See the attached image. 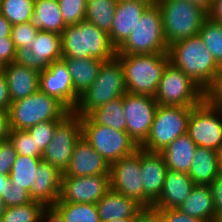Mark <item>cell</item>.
<instances>
[{
    "instance_id": "f6af8a7d",
    "label": "cell",
    "mask_w": 222,
    "mask_h": 222,
    "mask_svg": "<svg viewBox=\"0 0 222 222\" xmlns=\"http://www.w3.org/2000/svg\"><path fill=\"white\" fill-rule=\"evenodd\" d=\"M209 186L212 192L216 216L220 218L222 216V174L211 182Z\"/></svg>"
},
{
    "instance_id": "d6986e66",
    "label": "cell",
    "mask_w": 222,
    "mask_h": 222,
    "mask_svg": "<svg viewBox=\"0 0 222 222\" xmlns=\"http://www.w3.org/2000/svg\"><path fill=\"white\" fill-rule=\"evenodd\" d=\"M110 175L108 162L81 136L63 176Z\"/></svg>"
},
{
    "instance_id": "3957f363",
    "label": "cell",
    "mask_w": 222,
    "mask_h": 222,
    "mask_svg": "<svg viewBox=\"0 0 222 222\" xmlns=\"http://www.w3.org/2000/svg\"><path fill=\"white\" fill-rule=\"evenodd\" d=\"M125 78L127 92L154 97L162 73L169 63L168 53L116 55Z\"/></svg>"
},
{
    "instance_id": "4316f807",
    "label": "cell",
    "mask_w": 222,
    "mask_h": 222,
    "mask_svg": "<svg viewBox=\"0 0 222 222\" xmlns=\"http://www.w3.org/2000/svg\"><path fill=\"white\" fill-rule=\"evenodd\" d=\"M197 145L187 135L174 140L160 152L163 156L168 170L187 173L195 156Z\"/></svg>"
},
{
    "instance_id": "4fadbf2b",
    "label": "cell",
    "mask_w": 222,
    "mask_h": 222,
    "mask_svg": "<svg viewBox=\"0 0 222 222\" xmlns=\"http://www.w3.org/2000/svg\"><path fill=\"white\" fill-rule=\"evenodd\" d=\"M123 105L126 132L140 147L148 138L158 103L154 97L126 92Z\"/></svg>"
},
{
    "instance_id": "60d3db41",
    "label": "cell",
    "mask_w": 222,
    "mask_h": 222,
    "mask_svg": "<svg viewBox=\"0 0 222 222\" xmlns=\"http://www.w3.org/2000/svg\"><path fill=\"white\" fill-rule=\"evenodd\" d=\"M0 201L3 207L20 206L33 202L28 190L11 182L5 193L1 194Z\"/></svg>"
},
{
    "instance_id": "ac0fdd59",
    "label": "cell",
    "mask_w": 222,
    "mask_h": 222,
    "mask_svg": "<svg viewBox=\"0 0 222 222\" xmlns=\"http://www.w3.org/2000/svg\"><path fill=\"white\" fill-rule=\"evenodd\" d=\"M167 170L164 158L159 152H149L140 148L143 207H152L161 196Z\"/></svg>"
},
{
    "instance_id": "c3c4849f",
    "label": "cell",
    "mask_w": 222,
    "mask_h": 222,
    "mask_svg": "<svg viewBox=\"0 0 222 222\" xmlns=\"http://www.w3.org/2000/svg\"><path fill=\"white\" fill-rule=\"evenodd\" d=\"M11 105V97L9 94L6 75L3 71L0 72V110L9 111Z\"/></svg>"
},
{
    "instance_id": "8992f818",
    "label": "cell",
    "mask_w": 222,
    "mask_h": 222,
    "mask_svg": "<svg viewBox=\"0 0 222 222\" xmlns=\"http://www.w3.org/2000/svg\"><path fill=\"white\" fill-rule=\"evenodd\" d=\"M165 42L168 47L176 41L199 35L208 14L187 0H160Z\"/></svg>"
},
{
    "instance_id": "603a6c76",
    "label": "cell",
    "mask_w": 222,
    "mask_h": 222,
    "mask_svg": "<svg viewBox=\"0 0 222 222\" xmlns=\"http://www.w3.org/2000/svg\"><path fill=\"white\" fill-rule=\"evenodd\" d=\"M2 71L6 75L11 102L26 98L39 90L40 72L16 62L4 65Z\"/></svg>"
},
{
    "instance_id": "cb8c5ba5",
    "label": "cell",
    "mask_w": 222,
    "mask_h": 222,
    "mask_svg": "<svg viewBox=\"0 0 222 222\" xmlns=\"http://www.w3.org/2000/svg\"><path fill=\"white\" fill-rule=\"evenodd\" d=\"M101 222L114 219H135L143 208L132 198L126 197L110 189L97 203Z\"/></svg>"
},
{
    "instance_id": "7dc6e473",
    "label": "cell",
    "mask_w": 222,
    "mask_h": 222,
    "mask_svg": "<svg viewBox=\"0 0 222 222\" xmlns=\"http://www.w3.org/2000/svg\"><path fill=\"white\" fill-rule=\"evenodd\" d=\"M135 222H163L162 214L154 207H143L137 213Z\"/></svg>"
},
{
    "instance_id": "74e56055",
    "label": "cell",
    "mask_w": 222,
    "mask_h": 222,
    "mask_svg": "<svg viewBox=\"0 0 222 222\" xmlns=\"http://www.w3.org/2000/svg\"><path fill=\"white\" fill-rule=\"evenodd\" d=\"M62 18L66 25L85 20L87 0H58Z\"/></svg>"
},
{
    "instance_id": "7a4b0ae2",
    "label": "cell",
    "mask_w": 222,
    "mask_h": 222,
    "mask_svg": "<svg viewBox=\"0 0 222 222\" xmlns=\"http://www.w3.org/2000/svg\"><path fill=\"white\" fill-rule=\"evenodd\" d=\"M61 44L63 57L107 61L117 53L109 34L86 20L67 25L61 34Z\"/></svg>"
},
{
    "instance_id": "277c9868",
    "label": "cell",
    "mask_w": 222,
    "mask_h": 222,
    "mask_svg": "<svg viewBox=\"0 0 222 222\" xmlns=\"http://www.w3.org/2000/svg\"><path fill=\"white\" fill-rule=\"evenodd\" d=\"M126 92L123 68L115 56L102 62L94 83L79 96L73 111L80 117L87 116L95 108L124 96Z\"/></svg>"
},
{
    "instance_id": "52a82bcc",
    "label": "cell",
    "mask_w": 222,
    "mask_h": 222,
    "mask_svg": "<svg viewBox=\"0 0 222 222\" xmlns=\"http://www.w3.org/2000/svg\"><path fill=\"white\" fill-rule=\"evenodd\" d=\"M168 53L159 6L148 7L116 55Z\"/></svg>"
},
{
    "instance_id": "6f0895ef",
    "label": "cell",
    "mask_w": 222,
    "mask_h": 222,
    "mask_svg": "<svg viewBox=\"0 0 222 222\" xmlns=\"http://www.w3.org/2000/svg\"><path fill=\"white\" fill-rule=\"evenodd\" d=\"M108 222H135V219H114Z\"/></svg>"
},
{
    "instance_id": "ab89813d",
    "label": "cell",
    "mask_w": 222,
    "mask_h": 222,
    "mask_svg": "<svg viewBox=\"0 0 222 222\" xmlns=\"http://www.w3.org/2000/svg\"><path fill=\"white\" fill-rule=\"evenodd\" d=\"M38 30L30 22L12 25L11 39L16 49L28 47L33 43Z\"/></svg>"
},
{
    "instance_id": "11a10c76",
    "label": "cell",
    "mask_w": 222,
    "mask_h": 222,
    "mask_svg": "<svg viewBox=\"0 0 222 222\" xmlns=\"http://www.w3.org/2000/svg\"><path fill=\"white\" fill-rule=\"evenodd\" d=\"M9 184H10L9 175L0 174V198L1 194L5 193L7 187H9Z\"/></svg>"
},
{
    "instance_id": "1f68e13d",
    "label": "cell",
    "mask_w": 222,
    "mask_h": 222,
    "mask_svg": "<svg viewBox=\"0 0 222 222\" xmlns=\"http://www.w3.org/2000/svg\"><path fill=\"white\" fill-rule=\"evenodd\" d=\"M41 161L42 158L17 155L9 174L10 182L30 191L32 183L36 180L37 168Z\"/></svg>"
},
{
    "instance_id": "d6a6232c",
    "label": "cell",
    "mask_w": 222,
    "mask_h": 222,
    "mask_svg": "<svg viewBox=\"0 0 222 222\" xmlns=\"http://www.w3.org/2000/svg\"><path fill=\"white\" fill-rule=\"evenodd\" d=\"M53 207L65 222H101L96 204L56 202Z\"/></svg>"
},
{
    "instance_id": "2e32d148",
    "label": "cell",
    "mask_w": 222,
    "mask_h": 222,
    "mask_svg": "<svg viewBox=\"0 0 222 222\" xmlns=\"http://www.w3.org/2000/svg\"><path fill=\"white\" fill-rule=\"evenodd\" d=\"M110 190V175L62 176L57 202L96 204Z\"/></svg>"
},
{
    "instance_id": "5b68a950",
    "label": "cell",
    "mask_w": 222,
    "mask_h": 222,
    "mask_svg": "<svg viewBox=\"0 0 222 222\" xmlns=\"http://www.w3.org/2000/svg\"><path fill=\"white\" fill-rule=\"evenodd\" d=\"M69 110L55 97L40 89L30 96L11 102L8 111L10 130H27L46 121L61 120Z\"/></svg>"
},
{
    "instance_id": "f1b7e54d",
    "label": "cell",
    "mask_w": 222,
    "mask_h": 222,
    "mask_svg": "<svg viewBox=\"0 0 222 222\" xmlns=\"http://www.w3.org/2000/svg\"><path fill=\"white\" fill-rule=\"evenodd\" d=\"M68 67L75 93L82 95L98 76L103 61L96 58L62 57Z\"/></svg>"
},
{
    "instance_id": "e0dca14e",
    "label": "cell",
    "mask_w": 222,
    "mask_h": 222,
    "mask_svg": "<svg viewBox=\"0 0 222 222\" xmlns=\"http://www.w3.org/2000/svg\"><path fill=\"white\" fill-rule=\"evenodd\" d=\"M39 89L49 96L55 97L69 111L78 104L79 96L74 91V85L63 59L52 62L43 72H40Z\"/></svg>"
},
{
    "instance_id": "db71d44e",
    "label": "cell",
    "mask_w": 222,
    "mask_h": 222,
    "mask_svg": "<svg viewBox=\"0 0 222 222\" xmlns=\"http://www.w3.org/2000/svg\"><path fill=\"white\" fill-rule=\"evenodd\" d=\"M191 4L198 6L203 11H205L207 14L211 11L213 0H187Z\"/></svg>"
},
{
    "instance_id": "f35d334b",
    "label": "cell",
    "mask_w": 222,
    "mask_h": 222,
    "mask_svg": "<svg viewBox=\"0 0 222 222\" xmlns=\"http://www.w3.org/2000/svg\"><path fill=\"white\" fill-rule=\"evenodd\" d=\"M59 121L60 120L41 122L27 129L31 138L34 139L36 143V148H39L42 152L47 148L53 138L54 130Z\"/></svg>"
},
{
    "instance_id": "f546056e",
    "label": "cell",
    "mask_w": 222,
    "mask_h": 222,
    "mask_svg": "<svg viewBox=\"0 0 222 222\" xmlns=\"http://www.w3.org/2000/svg\"><path fill=\"white\" fill-rule=\"evenodd\" d=\"M88 116L96 123L126 132L123 96L91 111Z\"/></svg>"
},
{
    "instance_id": "484cf974",
    "label": "cell",
    "mask_w": 222,
    "mask_h": 222,
    "mask_svg": "<svg viewBox=\"0 0 222 222\" xmlns=\"http://www.w3.org/2000/svg\"><path fill=\"white\" fill-rule=\"evenodd\" d=\"M176 209L204 222H219L209 185L195 184L187 199Z\"/></svg>"
},
{
    "instance_id": "680465c9",
    "label": "cell",
    "mask_w": 222,
    "mask_h": 222,
    "mask_svg": "<svg viewBox=\"0 0 222 222\" xmlns=\"http://www.w3.org/2000/svg\"><path fill=\"white\" fill-rule=\"evenodd\" d=\"M2 209H3V206H2V203H1V201H0V215H1V213H2Z\"/></svg>"
},
{
    "instance_id": "9a60e30c",
    "label": "cell",
    "mask_w": 222,
    "mask_h": 222,
    "mask_svg": "<svg viewBox=\"0 0 222 222\" xmlns=\"http://www.w3.org/2000/svg\"><path fill=\"white\" fill-rule=\"evenodd\" d=\"M110 189L132 198L143 207L140 148L110 165Z\"/></svg>"
},
{
    "instance_id": "9f6ffc18",
    "label": "cell",
    "mask_w": 222,
    "mask_h": 222,
    "mask_svg": "<svg viewBox=\"0 0 222 222\" xmlns=\"http://www.w3.org/2000/svg\"><path fill=\"white\" fill-rule=\"evenodd\" d=\"M119 1H137L151 7V6H157L160 0H119Z\"/></svg>"
},
{
    "instance_id": "94428289",
    "label": "cell",
    "mask_w": 222,
    "mask_h": 222,
    "mask_svg": "<svg viewBox=\"0 0 222 222\" xmlns=\"http://www.w3.org/2000/svg\"><path fill=\"white\" fill-rule=\"evenodd\" d=\"M1 7H2V0H0V15H1Z\"/></svg>"
},
{
    "instance_id": "83f0119b",
    "label": "cell",
    "mask_w": 222,
    "mask_h": 222,
    "mask_svg": "<svg viewBox=\"0 0 222 222\" xmlns=\"http://www.w3.org/2000/svg\"><path fill=\"white\" fill-rule=\"evenodd\" d=\"M29 22L38 31L54 32L59 35L67 27L58 0H35L34 12Z\"/></svg>"
},
{
    "instance_id": "ba28073f",
    "label": "cell",
    "mask_w": 222,
    "mask_h": 222,
    "mask_svg": "<svg viewBox=\"0 0 222 222\" xmlns=\"http://www.w3.org/2000/svg\"><path fill=\"white\" fill-rule=\"evenodd\" d=\"M192 107L158 105L148 138L140 146L149 152H161L178 137L187 134Z\"/></svg>"
},
{
    "instance_id": "bcb514c9",
    "label": "cell",
    "mask_w": 222,
    "mask_h": 222,
    "mask_svg": "<svg viewBox=\"0 0 222 222\" xmlns=\"http://www.w3.org/2000/svg\"><path fill=\"white\" fill-rule=\"evenodd\" d=\"M162 214L163 222H204L197 218L181 213L177 209H158Z\"/></svg>"
},
{
    "instance_id": "6125c7cd",
    "label": "cell",
    "mask_w": 222,
    "mask_h": 222,
    "mask_svg": "<svg viewBox=\"0 0 222 222\" xmlns=\"http://www.w3.org/2000/svg\"><path fill=\"white\" fill-rule=\"evenodd\" d=\"M3 70V66L1 65V63H0V72Z\"/></svg>"
},
{
    "instance_id": "816d5d0a",
    "label": "cell",
    "mask_w": 222,
    "mask_h": 222,
    "mask_svg": "<svg viewBox=\"0 0 222 222\" xmlns=\"http://www.w3.org/2000/svg\"><path fill=\"white\" fill-rule=\"evenodd\" d=\"M208 17L222 24V0H213V5L211 11L208 13Z\"/></svg>"
},
{
    "instance_id": "7bdbcfd3",
    "label": "cell",
    "mask_w": 222,
    "mask_h": 222,
    "mask_svg": "<svg viewBox=\"0 0 222 222\" xmlns=\"http://www.w3.org/2000/svg\"><path fill=\"white\" fill-rule=\"evenodd\" d=\"M205 99L217 106H222V65L219 67L213 84L205 92Z\"/></svg>"
},
{
    "instance_id": "5bb4252c",
    "label": "cell",
    "mask_w": 222,
    "mask_h": 222,
    "mask_svg": "<svg viewBox=\"0 0 222 222\" xmlns=\"http://www.w3.org/2000/svg\"><path fill=\"white\" fill-rule=\"evenodd\" d=\"M62 57L61 35L40 30L30 48L17 49L15 62L43 72L52 62L62 59Z\"/></svg>"
},
{
    "instance_id": "91938a15",
    "label": "cell",
    "mask_w": 222,
    "mask_h": 222,
    "mask_svg": "<svg viewBox=\"0 0 222 222\" xmlns=\"http://www.w3.org/2000/svg\"><path fill=\"white\" fill-rule=\"evenodd\" d=\"M220 174H222V155H221V168H220Z\"/></svg>"
},
{
    "instance_id": "ee69618b",
    "label": "cell",
    "mask_w": 222,
    "mask_h": 222,
    "mask_svg": "<svg viewBox=\"0 0 222 222\" xmlns=\"http://www.w3.org/2000/svg\"><path fill=\"white\" fill-rule=\"evenodd\" d=\"M16 51L11 37L0 38V63L2 66L15 62Z\"/></svg>"
},
{
    "instance_id": "8d00e7d4",
    "label": "cell",
    "mask_w": 222,
    "mask_h": 222,
    "mask_svg": "<svg viewBox=\"0 0 222 222\" xmlns=\"http://www.w3.org/2000/svg\"><path fill=\"white\" fill-rule=\"evenodd\" d=\"M8 139L14 145L17 155L42 158L43 152L36 148L27 130H9Z\"/></svg>"
},
{
    "instance_id": "7402d4cb",
    "label": "cell",
    "mask_w": 222,
    "mask_h": 222,
    "mask_svg": "<svg viewBox=\"0 0 222 222\" xmlns=\"http://www.w3.org/2000/svg\"><path fill=\"white\" fill-rule=\"evenodd\" d=\"M194 185L187 173L167 170L161 196L152 207L176 209L187 199Z\"/></svg>"
},
{
    "instance_id": "ffe728a7",
    "label": "cell",
    "mask_w": 222,
    "mask_h": 222,
    "mask_svg": "<svg viewBox=\"0 0 222 222\" xmlns=\"http://www.w3.org/2000/svg\"><path fill=\"white\" fill-rule=\"evenodd\" d=\"M62 176L58 168L41 161L29 191L32 200L41 202L45 207L53 206L60 198Z\"/></svg>"
},
{
    "instance_id": "681fc988",
    "label": "cell",
    "mask_w": 222,
    "mask_h": 222,
    "mask_svg": "<svg viewBox=\"0 0 222 222\" xmlns=\"http://www.w3.org/2000/svg\"><path fill=\"white\" fill-rule=\"evenodd\" d=\"M39 222H65V220L53 206H50L42 211Z\"/></svg>"
},
{
    "instance_id": "f5cc1de1",
    "label": "cell",
    "mask_w": 222,
    "mask_h": 222,
    "mask_svg": "<svg viewBox=\"0 0 222 222\" xmlns=\"http://www.w3.org/2000/svg\"><path fill=\"white\" fill-rule=\"evenodd\" d=\"M12 24L3 16L0 15V38L11 37Z\"/></svg>"
},
{
    "instance_id": "44dd1931",
    "label": "cell",
    "mask_w": 222,
    "mask_h": 222,
    "mask_svg": "<svg viewBox=\"0 0 222 222\" xmlns=\"http://www.w3.org/2000/svg\"><path fill=\"white\" fill-rule=\"evenodd\" d=\"M149 6L137 1H119L109 33L113 46L118 49L129 37L144 11Z\"/></svg>"
},
{
    "instance_id": "4dcf8cb0",
    "label": "cell",
    "mask_w": 222,
    "mask_h": 222,
    "mask_svg": "<svg viewBox=\"0 0 222 222\" xmlns=\"http://www.w3.org/2000/svg\"><path fill=\"white\" fill-rule=\"evenodd\" d=\"M118 0H87L85 20L110 33Z\"/></svg>"
},
{
    "instance_id": "9c48e42d",
    "label": "cell",
    "mask_w": 222,
    "mask_h": 222,
    "mask_svg": "<svg viewBox=\"0 0 222 222\" xmlns=\"http://www.w3.org/2000/svg\"><path fill=\"white\" fill-rule=\"evenodd\" d=\"M82 137L109 165L140 147L127 132L96 124L88 115L81 117Z\"/></svg>"
},
{
    "instance_id": "8fae6325",
    "label": "cell",
    "mask_w": 222,
    "mask_h": 222,
    "mask_svg": "<svg viewBox=\"0 0 222 222\" xmlns=\"http://www.w3.org/2000/svg\"><path fill=\"white\" fill-rule=\"evenodd\" d=\"M187 135L197 146L222 153V106L204 99L199 105L192 107Z\"/></svg>"
},
{
    "instance_id": "30bf717a",
    "label": "cell",
    "mask_w": 222,
    "mask_h": 222,
    "mask_svg": "<svg viewBox=\"0 0 222 222\" xmlns=\"http://www.w3.org/2000/svg\"><path fill=\"white\" fill-rule=\"evenodd\" d=\"M154 98L158 105L195 107L205 99V91L169 62L163 70Z\"/></svg>"
},
{
    "instance_id": "f907efd6",
    "label": "cell",
    "mask_w": 222,
    "mask_h": 222,
    "mask_svg": "<svg viewBox=\"0 0 222 222\" xmlns=\"http://www.w3.org/2000/svg\"><path fill=\"white\" fill-rule=\"evenodd\" d=\"M9 130L8 112L0 110V142L8 139Z\"/></svg>"
},
{
    "instance_id": "d4e9b609",
    "label": "cell",
    "mask_w": 222,
    "mask_h": 222,
    "mask_svg": "<svg viewBox=\"0 0 222 222\" xmlns=\"http://www.w3.org/2000/svg\"><path fill=\"white\" fill-rule=\"evenodd\" d=\"M222 153L210 148L197 146L188 171L194 184L209 185L220 175Z\"/></svg>"
},
{
    "instance_id": "d590c367",
    "label": "cell",
    "mask_w": 222,
    "mask_h": 222,
    "mask_svg": "<svg viewBox=\"0 0 222 222\" xmlns=\"http://www.w3.org/2000/svg\"><path fill=\"white\" fill-rule=\"evenodd\" d=\"M34 3L35 0H2L1 15L12 25L29 22Z\"/></svg>"
},
{
    "instance_id": "b9f144b4",
    "label": "cell",
    "mask_w": 222,
    "mask_h": 222,
    "mask_svg": "<svg viewBox=\"0 0 222 222\" xmlns=\"http://www.w3.org/2000/svg\"><path fill=\"white\" fill-rule=\"evenodd\" d=\"M17 152L9 139L0 142V174L9 175Z\"/></svg>"
},
{
    "instance_id": "6da1fadb",
    "label": "cell",
    "mask_w": 222,
    "mask_h": 222,
    "mask_svg": "<svg viewBox=\"0 0 222 222\" xmlns=\"http://www.w3.org/2000/svg\"><path fill=\"white\" fill-rule=\"evenodd\" d=\"M169 62L181 69L205 92L216 79L219 65L200 35L174 42L168 47Z\"/></svg>"
},
{
    "instance_id": "e575fe53",
    "label": "cell",
    "mask_w": 222,
    "mask_h": 222,
    "mask_svg": "<svg viewBox=\"0 0 222 222\" xmlns=\"http://www.w3.org/2000/svg\"><path fill=\"white\" fill-rule=\"evenodd\" d=\"M206 48L213 55L216 63L222 65V24L207 17L199 31Z\"/></svg>"
},
{
    "instance_id": "836d02e7",
    "label": "cell",
    "mask_w": 222,
    "mask_h": 222,
    "mask_svg": "<svg viewBox=\"0 0 222 222\" xmlns=\"http://www.w3.org/2000/svg\"><path fill=\"white\" fill-rule=\"evenodd\" d=\"M45 206L33 201L20 206L3 207L0 222H39Z\"/></svg>"
},
{
    "instance_id": "7c38bea8",
    "label": "cell",
    "mask_w": 222,
    "mask_h": 222,
    "mask_svg": "<svg viewBox=\"0 0 222 222\" xmlns=\"http://www.w3.org/2000/svg\"><path fill=\"white\" fill-rule=\"evenodd\" d=\"M81 136V117L74 111H69L57 123L53 138L43 151L42 161L51 164L63 173L69 165L75 144Z\"/></svg>"
}]
</instances>
